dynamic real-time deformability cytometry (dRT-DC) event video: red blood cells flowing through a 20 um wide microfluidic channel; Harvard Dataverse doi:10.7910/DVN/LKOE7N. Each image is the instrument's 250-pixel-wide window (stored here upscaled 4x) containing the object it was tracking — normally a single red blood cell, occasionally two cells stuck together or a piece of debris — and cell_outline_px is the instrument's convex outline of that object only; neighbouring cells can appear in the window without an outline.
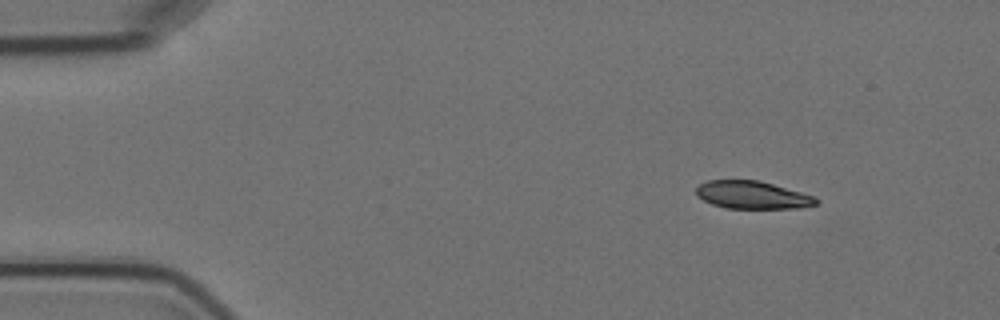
{"species": "Egyptian fruit bat (a non-hibernating species)", "species_latin": "Rousettus aegyptiacus", "temperature_condition": "cold", "stored_images_in_passage": 5, "camera_frame_rate_fps": 3000, "um_per_image_px": 0.085, "animal": {"sex": "female"}, "frame": {"image": 1, "passage_image": 1, "time_ms": 0.0, "image_size_px": [1000, 320], "cell_outline_px": [[820, 204], [800, 208], [724, 208], [712, 204], [696, 196], [696, 188], [700, 184], [708, 180], [760, 180], [816, 196], [820, 200]], "centroid_in_image_um": [64.0, 16.57], "position_along_channel_um": 21.0, "area_um2": 19.65}}
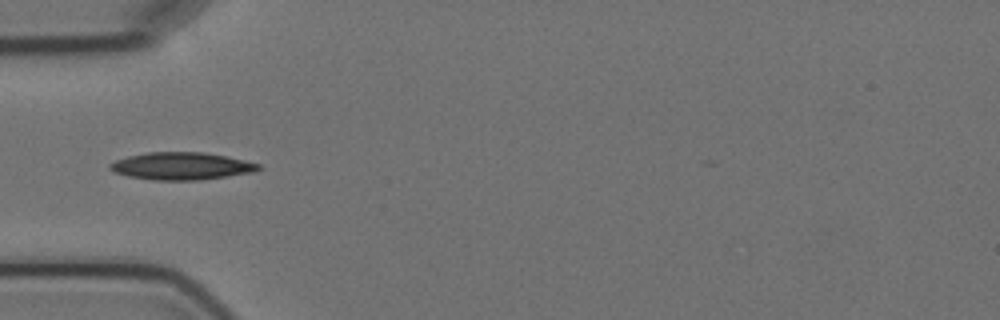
{"frame": {"image": 2, "passage_image": 4, "time_ms": 3.667, "image_size_px": [1000, 320], "cell_outline_px": [[260, 168], [252, 172], [200, 180], [152, 180], [128, 176], [116, 172], [108, 168], [108, 164], [116, 160], [128, 156], [148, 152], [204, 152], [224, 156], [260, 164]], "centroid_in_image_um": [15.37, 14.11], "position_along_channel_um": 69.6, "area_um2": 23.47}}
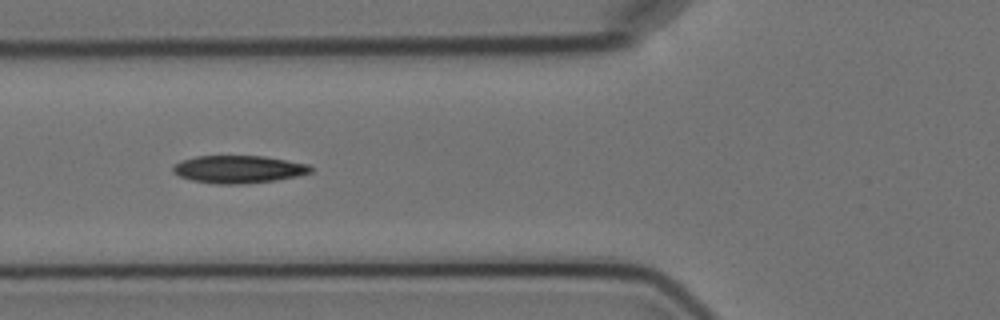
{"frame": {"image": 3, "passage_image": 5, "time_ms": 4.667, "image_size_px": [1000, 320], "cell_outline_px": [[312, 172], [296, 176], [276, 180], [244, 184], [216, 184], [192, 180], [180, 176], [172, 172], [172, 164], [180, 160], [196, 156], [264, 156], [308, 164], [312, 168]], "centroid_in_image_um": [20.23, 14.38], "position_along_channel_um": 105.6, "area_um2": 22.25}}